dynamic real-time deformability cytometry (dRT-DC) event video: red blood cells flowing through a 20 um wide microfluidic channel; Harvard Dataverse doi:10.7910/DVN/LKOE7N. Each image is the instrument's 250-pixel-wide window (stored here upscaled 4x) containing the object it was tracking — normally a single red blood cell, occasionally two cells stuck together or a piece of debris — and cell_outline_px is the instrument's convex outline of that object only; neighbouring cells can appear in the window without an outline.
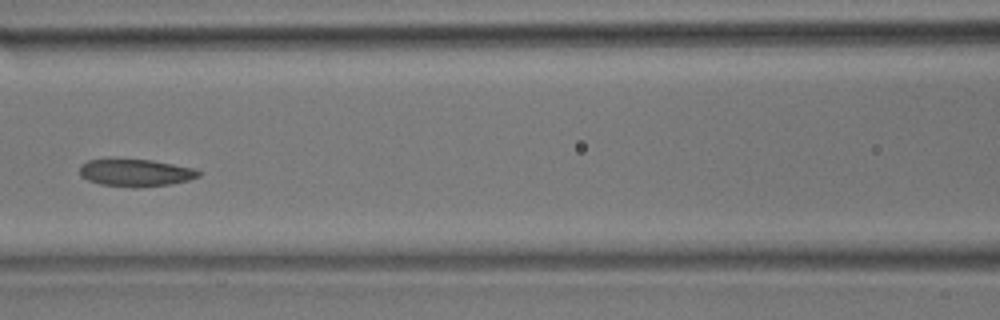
{"species": "common noctule bat (a hibernating species)", "species_latin": "Nyctalus noctula", "temperature_condition": "room temperature", "stored_images_in_passage": 45, "camera_frame_rate_fps": 3000, "um_per_image_px": 0.085, "animal": {"sex": "male", "body_mass_g": 17.9}, "frame": {"image": 1, "passage_image": 20, "time_ms": 6.333, "image_size_px": [1000, 320], "cell_outline_px": [[200, 176], [188, 180], [172, 184], [140, 188], [132, 188], [100, 184], [88, 180], [80, 176], [80, 164], [88, 160], [112, 156], [152, 160], [196, 168], [200, 172]], "centroid_in_image_um": [11.48, 14.65], "position_along_channel_um": 155.1, "area_um2": 19.94}}